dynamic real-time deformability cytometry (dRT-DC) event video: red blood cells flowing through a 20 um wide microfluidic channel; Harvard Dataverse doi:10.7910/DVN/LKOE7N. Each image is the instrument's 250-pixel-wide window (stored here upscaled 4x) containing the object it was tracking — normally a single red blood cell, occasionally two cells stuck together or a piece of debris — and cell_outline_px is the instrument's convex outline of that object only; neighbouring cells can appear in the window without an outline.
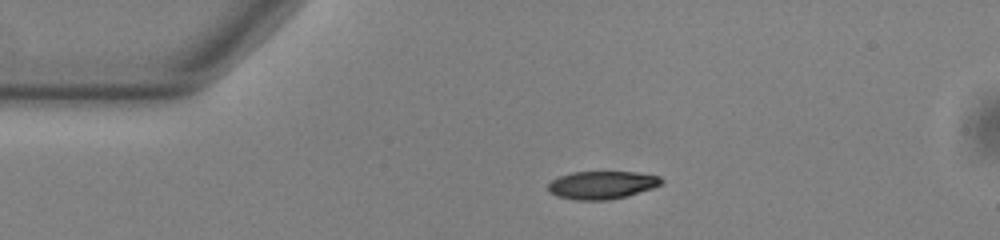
{"species": "common noctule bat (a hibernating species)", "species_latin": "Nyctalus noctula", "temperature_condition": "warm", "stored_images_in_passage": 43, "camera_frame_rate_fps": 3000, "um_per_image_px": 0.085, "animal": {"sex": "male", "body_mass_g": 13.0, "forearm_length_mm": 53.1}, "frame": {"image": 1, "passage_image": 1, "time_ms": 0.0, "image_size_px": [1000, 240], "cell_outline_px": [[664, 180], [660, 184], [652, 188], [628, 196], [608, 200], [576, 200], [556, 196], [548, 192], [548, 184], [552, 180], [560, 176], [572, 172], [636, 172], [660, 176]], "centroid_in_image_um": [51.15, 15.73], "position_along_channel_um": 33.8, "area_um2": 18.5}}
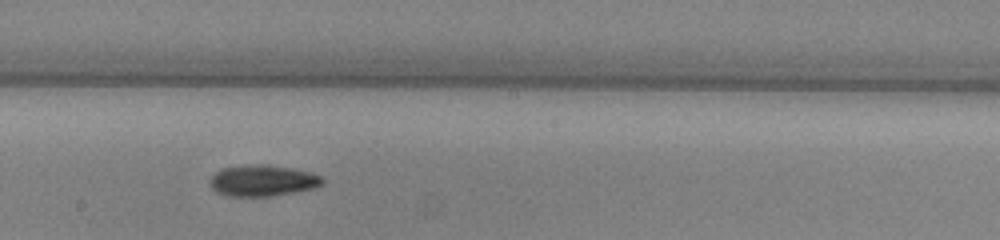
{"frame": {"image": 2, "passage_image": 19, "time_ms": 6.0, "image_size_px": [1000, 240], "cell_outline_px": [[324, 180], [320, 184], [312, 188], [292, 192], [268, 196], [224, 196], [216, 192], [208, 184], [208, 180], [220, 168], [248, 164], [264, 164], [288, 168], [308, 172], [320, 176]], "centroid_in_image_um": [22.2, 15.35], "position_along_channel_um": 226.0, "area_um2": 20.29}}
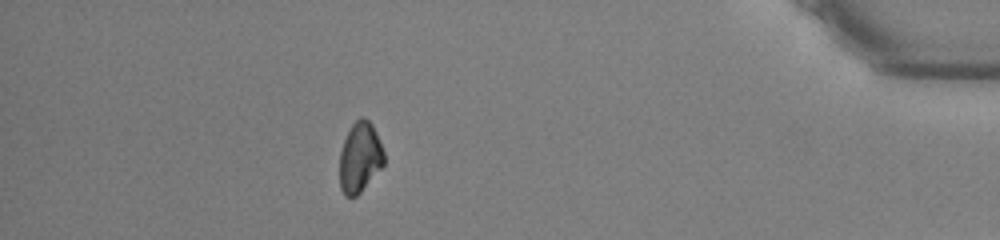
{"frame": {"image": 3, "passage_image": 37, "time_ms": 12.0, "image_size_px": [1000, 240], "cell_outline_px": [[384, 164], [360, 192], [356, 196], [344, 196], [340, 188], [340, 152], [344, 140], [352, 124], [360, 116], [364, 116], [372, 124], [376, 132], [384, 152]], "centroid_in_image_um": [30.58, 13.36], "position_along_channel_um": 404.6, "area_um2": 18.03}, "authors_computed_cell_mechanics": {"area_um2": 19.074, "velocity_mm_per_s": 3.8558, "shape_relaxation_time_tau1_ms": 3.1032, "shape_relaxation_time_tau2_ms": 10.3516, "deformation_change_tau1": 0.1049, "deformation_change_tau2": 0.1501}}